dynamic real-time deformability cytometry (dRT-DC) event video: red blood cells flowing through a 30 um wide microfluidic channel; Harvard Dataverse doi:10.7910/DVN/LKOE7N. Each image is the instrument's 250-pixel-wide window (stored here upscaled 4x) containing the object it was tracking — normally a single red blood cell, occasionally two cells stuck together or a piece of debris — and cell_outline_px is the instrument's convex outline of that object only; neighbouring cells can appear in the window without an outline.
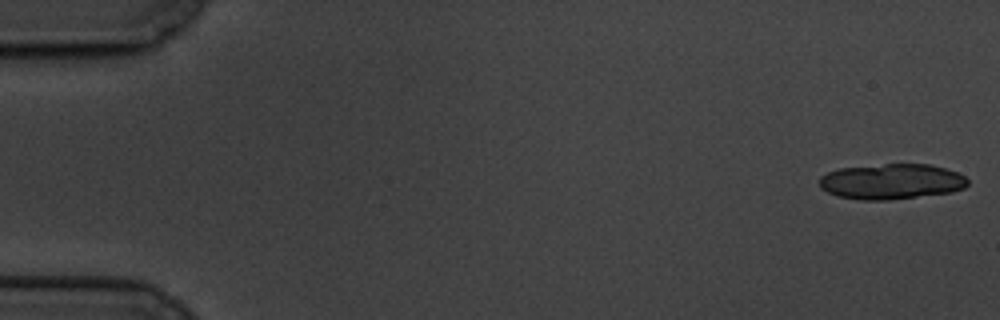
{"species": "common noctule bat (a hibernating species)", "species_latin": "Nyctalus noctula", "temperature_condition": "cold", "stored_images_in_passage": 7, "segment_of_instrument_passage": [1, 2], "camera_frame_rate_fps": 3000, "um_per_image_px": 0.085, "animal": {"sex": "male", "body_mass_g": 19.5, "forearm_length_mm": 54.6}, "frame": {"image": 1, "passage_image": 1, "time_ms": 0.0, "image_size_px": [1000, 320], "cell_outline_px": [[968, 184], [964, 188], [952, 192], [888, 200], [860, 200], [836, 196], [820, 188], [820, 176], [828, 172], [840, 168], [884, 164], [928, 164], [944, 168], [956, 172], [964, 176], [968, 180]], "centroid_in_image_um": [75.76, 15.43], "position_along_channel_um": 9.2, "area_um2": 30.63}}